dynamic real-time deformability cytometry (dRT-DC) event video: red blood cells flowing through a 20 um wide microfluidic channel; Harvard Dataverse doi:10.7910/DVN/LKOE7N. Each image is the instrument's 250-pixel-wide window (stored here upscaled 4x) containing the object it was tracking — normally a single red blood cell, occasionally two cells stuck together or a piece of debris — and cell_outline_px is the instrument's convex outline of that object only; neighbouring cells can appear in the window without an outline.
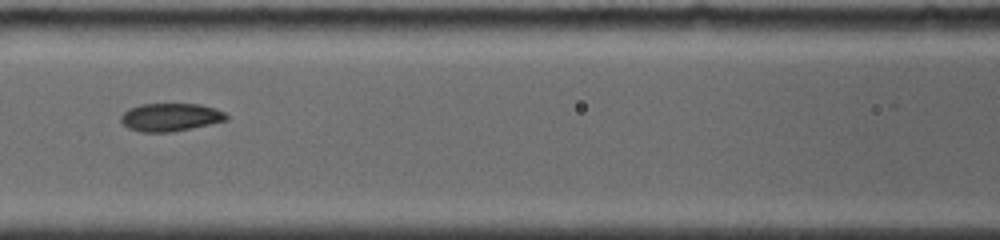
{"species": "common noctule bat (a hibernating species)", "species_latin": "Nyctalus noctula", "temperature_condition": "room temperature", "stored_images_in_passage": 27, "camera_frame_rate_fps": 4000, "um_per_image_px": 0.085, "animal": {"sex": "female", "body_mass_g": 19.0, "forearm_length_mm": 56.7}, "frame": {"image": 1, "passage_image": 14, "time_ms": 3.25, "image_size_px": [1000, 240], "cell_outline_px": [[228, 120], [192, 128], [172, 132], [140, 132], [128, 128], [120, 120], [120, 116], [128, 108], [140, 104], [200, 104], [216, 108], [224, 112], [228, 116]], "centroid_in_image_um": [14.48, 9.96], "position_along_channel_um": 152.1, "area_um2": 17.34}}
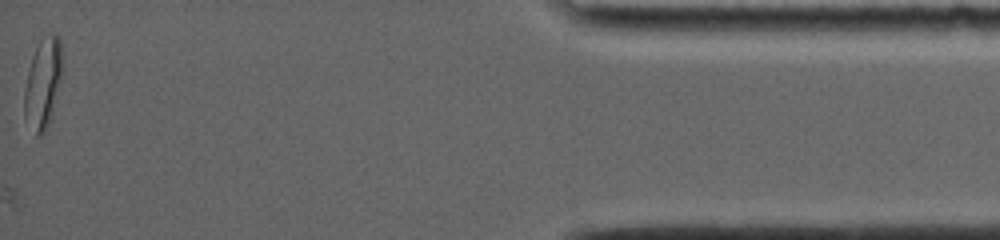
{"frame": {"image": 2, "passage_image": 27, "time_ms": 6.5, "image_size_px": [1000, 240], "cell_outline_px": [[60, 76], [52, 112], [48, 124], [44, 132], [40, 136], [36, 136], [24, 120], [24, 88], [32, 56], [40, 40], [56, 32], [60, 40]], "centroid_in_image_um": [3.59, 7.14], "position_along_channel_um": 431.6, "area_um2": 19.31}}